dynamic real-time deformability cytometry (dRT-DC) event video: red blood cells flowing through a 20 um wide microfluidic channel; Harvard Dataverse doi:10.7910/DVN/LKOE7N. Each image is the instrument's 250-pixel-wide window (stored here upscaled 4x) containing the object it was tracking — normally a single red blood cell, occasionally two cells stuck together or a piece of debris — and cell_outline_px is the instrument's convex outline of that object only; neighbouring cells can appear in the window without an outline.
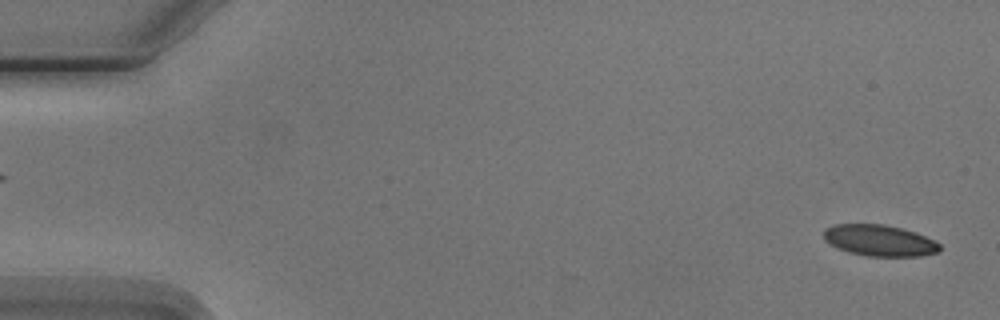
{"species": "Egyptian fruit bat (a non-hibernating species)", "species_latin": "Rousettus aegyptiacus", "temperature_condition": "cold", "stored_images_in_passage": 2, "segment_of_instrument_passage": [2, 2], "camera_frame_rate_fps": 3000, "um_per_image_px": 0.085, "animal": {"sex": "male"}, "frame": {"image": 1, "passage_image": 2, "time_ms": 1.0, "image_size_px": [1000, 320], "cell_outline_px": [[940, 248], [936, 252], [920, 256], [868, 256], [848, 252], [836, 248], [824, 240], [824, 232], [828, 228], [836, 224], [884, 224], [916, 232], [940, 244]], "centroid_in_image_um": [74.73, 20.44], "position_along_channel_um": 10.3, "area_um2": 20.92}}